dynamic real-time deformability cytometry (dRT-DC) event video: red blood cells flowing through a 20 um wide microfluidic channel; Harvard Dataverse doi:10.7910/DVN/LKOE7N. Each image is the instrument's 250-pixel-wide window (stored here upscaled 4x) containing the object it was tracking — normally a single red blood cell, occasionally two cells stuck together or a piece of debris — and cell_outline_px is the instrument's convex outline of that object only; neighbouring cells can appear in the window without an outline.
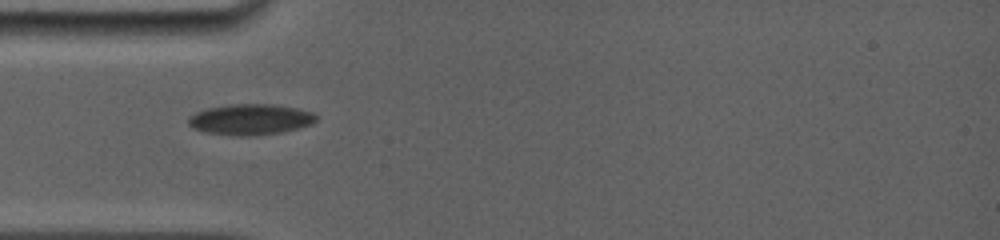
{"species": "common noctule bat (a hibernating species)", "species_latin": "Nyctalus noctula", "temperature_condition": "room temperature", "stored_images_in_passage": 2, "camera_frame_rate_fps": 5000, "um_per_image_px": 0.085, "animal": {"sex": "female", "body_mass_g": 19.0, "forearm_length_mm": 56.7}, "frame": {"image": 1, "passage_image": 1, "time_ms": 0.0, "image_size_px": [1000, 240], "cell_outline_px": [[316, 120], [312, 124], [280, 132], [244, 136], [240, 136], [204, 132], [192, 128], [188, 124], [188, 116], [196, 112], [208, 108], [232, 104], [276, 104], [296, 108], [312, 112], [316, 116]], "centroid_in_image_um": [21.25, 10.14], "position_along_channel_um": 63.8, "area_um2": 22.77}}
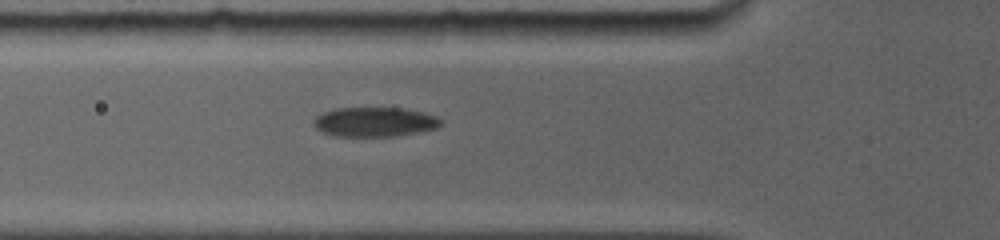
{"frame": {"image": 2, "passage_image": 2, "time_ms": 0.8, "image_size_px": [1000, 240], "cell_outline_px": [[440, 124], [436, 128], [416, 132], [392, 136], [332, 136], [316, 128], [312, 124], [312, 120], [316, 116], [324, 112], [336, 108], [404, 108], [424, 112], [436, 116], [440, 120]], "centroid_in_image_um": [31.79, 10.36], "position_along_channel_um": 94.0, "area_um2": 21.73}}